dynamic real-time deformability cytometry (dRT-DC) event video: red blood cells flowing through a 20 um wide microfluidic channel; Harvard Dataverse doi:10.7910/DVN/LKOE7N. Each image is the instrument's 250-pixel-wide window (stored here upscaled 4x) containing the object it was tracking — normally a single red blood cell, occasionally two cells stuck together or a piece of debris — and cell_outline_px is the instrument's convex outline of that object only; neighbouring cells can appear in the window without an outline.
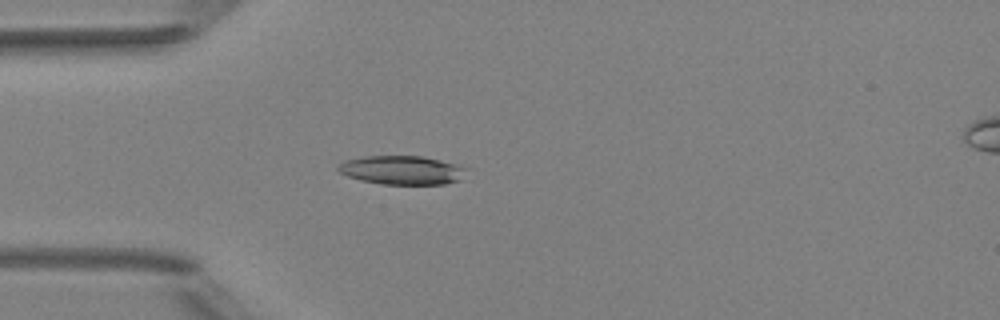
{"species": "Egyptian fruit bat (a non-hibernating species)", "species_latin": "Rousettus aegyptiacus", "temperature_condition": "room temperature", "stored_images_in_passage": 4, "camera_frame_rate_fps": 3000, "um_per_image_px": 0.085, "animal": {"sex": "female"}, "frame": {"image": 1, "passage_image": 4, "time_ms": 3.333, "image_size_px": [1000, 320], "cell_outline_px": [[468, 168], [460, 180], [444, 184], [384, 184], [360, 180], [348, 176], [340, 172], [336, 168], [344, 160], [364, 156], [424, 156], [460, 164]], "centroid_in_image_um": [34.2, 14.45], "position_along_channel_um": 50.8, "area_um2": 21.68}}